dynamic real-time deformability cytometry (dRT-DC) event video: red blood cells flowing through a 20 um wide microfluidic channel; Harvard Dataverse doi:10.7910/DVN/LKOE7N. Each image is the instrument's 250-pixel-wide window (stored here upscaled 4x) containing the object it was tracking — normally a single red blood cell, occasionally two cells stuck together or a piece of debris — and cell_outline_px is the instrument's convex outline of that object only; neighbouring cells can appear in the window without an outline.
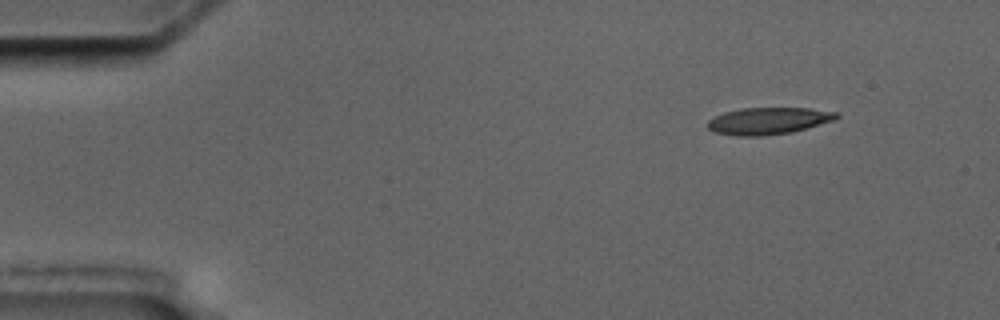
{"species": "common noctule bat (a hibernating species)", "species_latin": "Nyctalus noctula", "temperature_condition": "cold", "stored_images_in_passage": 4, "camera_frame_rate_fps": 3000, "um_per_image_px": 0.085, "animal": {"sex": "male", "body_mass_g": 17.5, "forearm_length_mm": 52.3}, "frame": {"image": 1, "passage_image": 1, "time_ms": 0.0, "image_size_px": [1000, 320], "cell_outline_px": [[840, 116], [836, 120], [792, 132], [764, 136], [736, 136], [716, 132], [708, 128], [708, 120], [724, 112], [740, 108], [808, 108], [836, 112]], "centroid_in_image_um": [65.33, 10.27], "position_along_channel_um": 19.7, "area_um2": 20.23}}
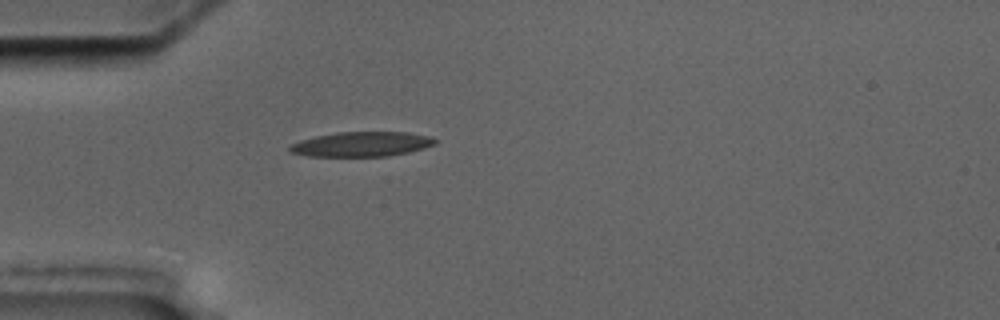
{"frame": {"image": 2, "passage_image": 4, "time_ms": 3.333, "image_size_px": [1000, 320], "cell_outline_px": [[436, 144], [424, 148], [408, 152], [388, 156], [308, 156], [288, 152], [288, 144], [300, 140], [316, 136], [336, 132], [408, 132], [432, 136], [436, 140]], "centroid_in_image_um": [30.71, 12.25], "position_along_channel_um": 54.3, "area_um2": 21.15}}